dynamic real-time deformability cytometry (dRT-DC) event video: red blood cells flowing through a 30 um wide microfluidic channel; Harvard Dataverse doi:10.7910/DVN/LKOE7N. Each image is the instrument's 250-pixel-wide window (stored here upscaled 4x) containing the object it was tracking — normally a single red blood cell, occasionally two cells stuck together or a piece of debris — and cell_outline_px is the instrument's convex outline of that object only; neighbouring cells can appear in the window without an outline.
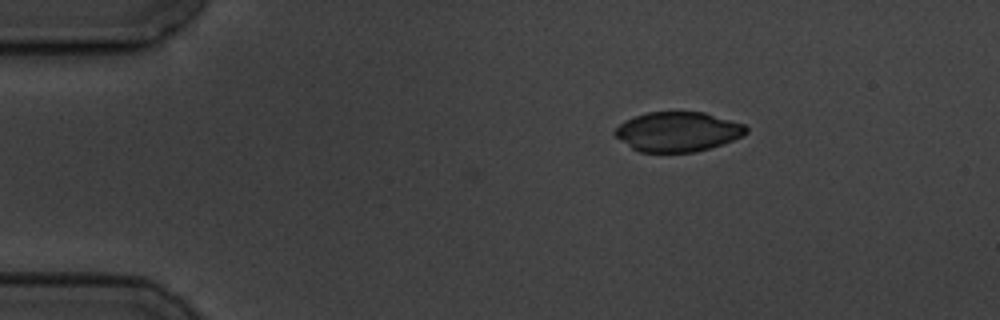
{"species": "common noctule bat (a hibernating species)", "species_latin": "Nyctalus noctula", "temperature_condition": "cold", "stored_images_in_passage": 3, "camera_frame_rate_fps": 3000, "um_per_image_px": 0.085, "animal": {"sex": "male", "body_mass_g": 19.5, "forearm_length_mm": 54.6}, "frame": {"image": 1, "passage_image": 1, "time_ms": 0.0, "image_size_px": [1000, 320], "cell_outline_px": [[748, 132], [744, 136], [696, 152], [640, 152], [632, 148], [616, 136], [612, 132], [624, 120], [648, 112], [704, 112], [744, 124], [748, 128]], "centroid_in_image_um": [57.61, 11.19], "position_along_channel_um": 27.4, "area_um2": 30.17}}